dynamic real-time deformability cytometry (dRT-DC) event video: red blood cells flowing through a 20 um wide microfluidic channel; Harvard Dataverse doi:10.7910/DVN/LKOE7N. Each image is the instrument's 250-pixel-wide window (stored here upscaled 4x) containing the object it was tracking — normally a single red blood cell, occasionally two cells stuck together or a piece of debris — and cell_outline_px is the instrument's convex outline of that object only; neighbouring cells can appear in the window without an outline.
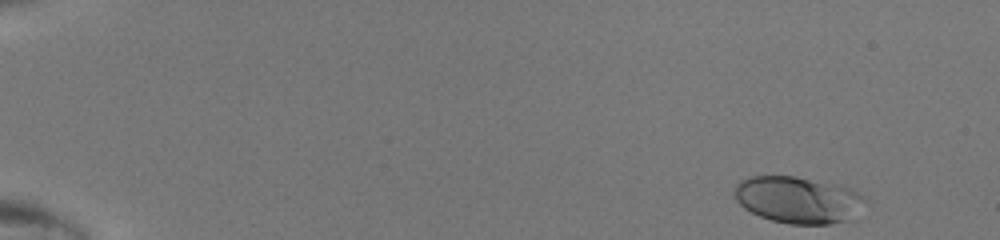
{"species": "human", "species_latin": "Homo sapiens", "temperature_condition": "room temperature", "stored_images_in_passage": 45, "camera_frame_rate_fps": 3000, "um_per_image_px": 0.085, "donor": {"sex": "male"}, "frame": {"image": 1, "passage_image": 1, "time_ms": 0.0, "image_size_px": [1000, 240], "cell_outline_px": [[868, 200], [856, 220], [828, 224], [792, 224], [772, 220], [760, 216], [744, 208], [736, 200], [732, 192], [736, 184], [740, 180], [748, 176], [796, 176], [840, 184], [852, 188]], "centroid_in_image_um": [67.91, 16.98], "position_along_channel_um": 17.1, "area_um2": 36.53}}
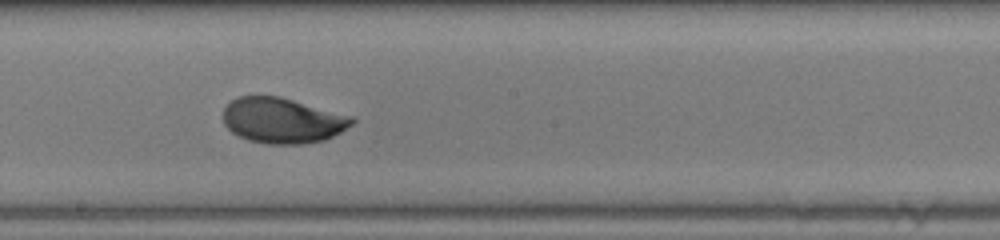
{"frame": {"image": 2, "passage_image": 26, "time_ms": 8.333, "image_size_px": [1000, 240], "cell_outline_px": [[356, 120], [352, 124], [340, 132], [324, 140], [300, 144], [268, 144], [248, 140], [232, 132], [224, 124], [224, 108], [232, 100], [240, 96], [280, 96], [356, 116]], "centroid_in_image_um": [24.05, 10.23], "position_along_channel_um": 224.1, "area_um2": 34.28}}
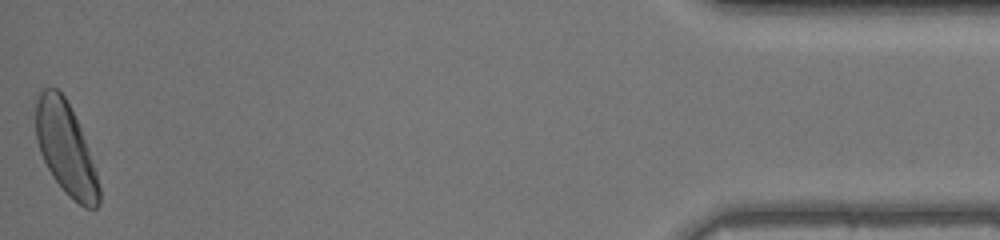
{"frame": {"image": 3, "passage_image": 45, "time_ms": 14.667, "image_size_px": [1000, 240], "cell_outline_px": [[100, 204], [96, 208], [84, 208], [64, 192], [52, 176], [40, 152], [36, 140], [36, 92], [44, 88], [56, 88], [64, 96], [80, 128], [88, 148], [96, 172], [100, 188]], "centroid_in_image_um": [5.57, 12.64], "position_along_channel_um": 429.6, "area_um2": 33.76}}